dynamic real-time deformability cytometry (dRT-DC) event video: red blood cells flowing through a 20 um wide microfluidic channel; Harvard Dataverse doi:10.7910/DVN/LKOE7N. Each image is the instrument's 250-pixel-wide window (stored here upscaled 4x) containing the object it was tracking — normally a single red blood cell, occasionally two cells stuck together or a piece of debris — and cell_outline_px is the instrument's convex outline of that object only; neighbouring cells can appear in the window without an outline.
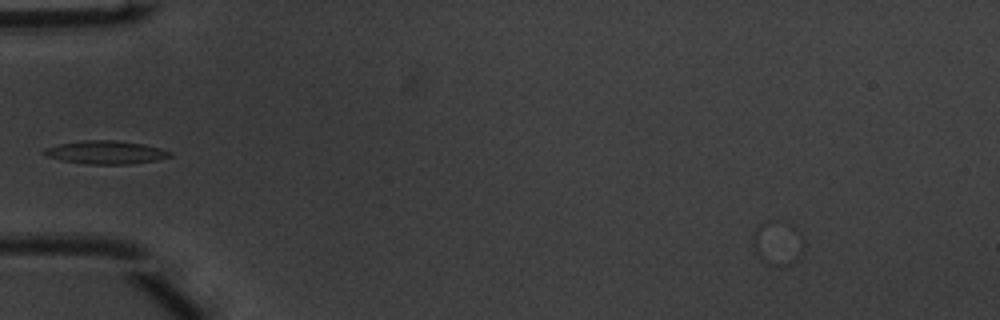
{"species": "common noctule bat (a hibernating species)", "species_latin": "Nyctalus noctula", "temperature_condition": "warm", "stored_images_in_passage": 9, "camera_frame_rate_fps": 3000, "um_per_image_px": 0.085, "animal": {"sex": "male", "body_mass_g": 20.1, "forearm_length_mm": 53.5}, "frame": {"image": 1, "passage_image": 8, "time_ms": 2.333, "image_size_px": [1000, 320], "cell_outline_px": [[804, 252], [796, 260], [784, 268], [768, 268], [764, 264], [756, 252], [752, 244], [752, 236], [756, 228], [760, 224], [768, 220], [776, 220], [804, 236]], "centroid_in_image_um": [66.08, 20.76], "position_along_channel_um": 18.9, "area_um2": 13.53}}